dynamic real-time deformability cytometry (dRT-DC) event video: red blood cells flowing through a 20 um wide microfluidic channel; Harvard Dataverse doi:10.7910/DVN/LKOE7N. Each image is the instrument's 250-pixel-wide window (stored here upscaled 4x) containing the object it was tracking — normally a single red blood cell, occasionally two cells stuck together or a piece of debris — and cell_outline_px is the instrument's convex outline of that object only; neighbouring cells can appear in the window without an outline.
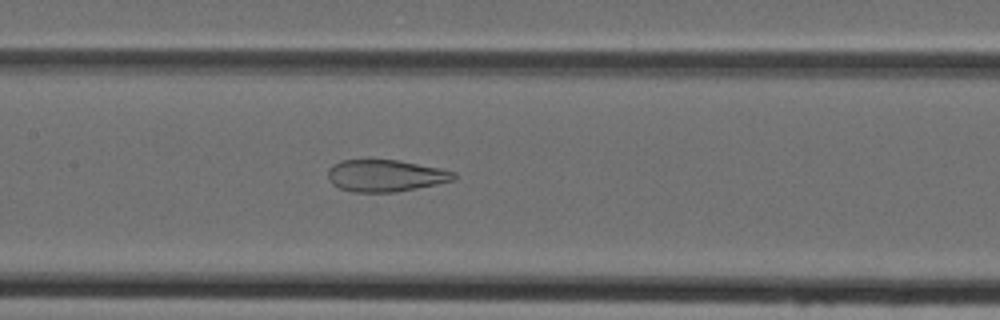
{"species": "Egyptian fruit bat (a non-hibernating species)", "species_latin": "Rousettus aegyptiacus", "temperature_condition": "cold", "stored_images_in_passage": 39, "camera_frame_rate_fps": 3000, "um_per_image_px": 0.085, "animal": {"sex": "female"}, "frame": {"image": 1, "passage_image": 16, "time_ms": 5.0, "image_size_px": [1000, 320], "cell_outline_px": [[456, 180], [396, 192], [352, 192], [340, 188], [332, 184], [328, 180], [328, 168], [332, 164], [340, 160], [396, 160], [440, 168], [456, 172]], "centroid_in_image_um": [32.74, 14.93], "position_along_channel_um": 174.7, "area_um2": 23.47}}
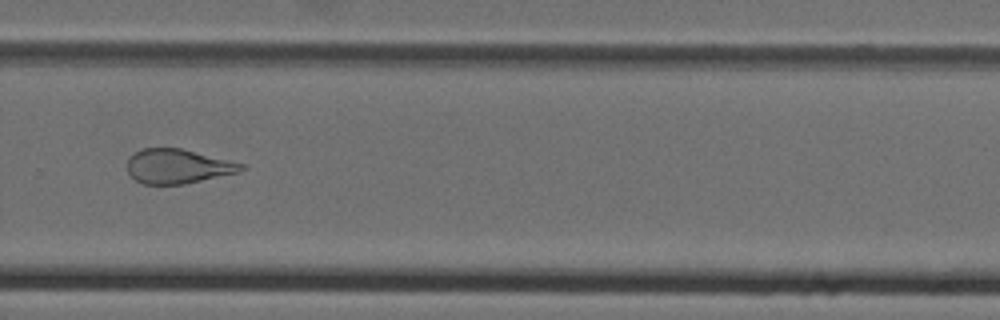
{"frame": {"image": 2, "passage_image": 26, "time_ms": 8.333, "image_size_px": [1000, 320], "cell_outline_px": [[244, 168], [240, 172], [184, 184], [144, 184], [136, 180], [128, 172], [128, 156], [140, 148], [180, 148], [244, 164]], "centroid_in_image_um": [15.08, 14.13], "position_along_channel_um": 314.7, "area_um2": 22.72}}
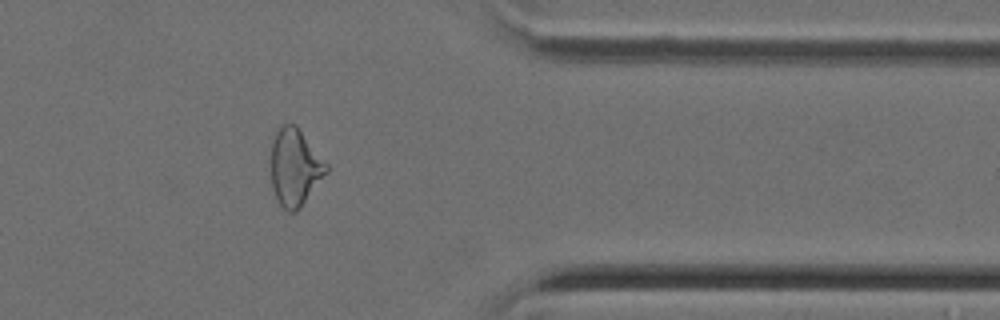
{"frame": {"image": 3, "passage_image": 32, "time_ms": 10.333, "image_size_px": [1000, 320], "cell_outline_px": [[328, 172], [300, 208], [296, 212], [288, 212], [280, 204], [276, 196], [272, 184], [272, 140], [276, 132], [284, 124], [296, 124], [328, 164]], "centroid_in_image_um": [25.1, 14.22], "position_along_channel_um": 386.3, "area_um2": 24.68}}